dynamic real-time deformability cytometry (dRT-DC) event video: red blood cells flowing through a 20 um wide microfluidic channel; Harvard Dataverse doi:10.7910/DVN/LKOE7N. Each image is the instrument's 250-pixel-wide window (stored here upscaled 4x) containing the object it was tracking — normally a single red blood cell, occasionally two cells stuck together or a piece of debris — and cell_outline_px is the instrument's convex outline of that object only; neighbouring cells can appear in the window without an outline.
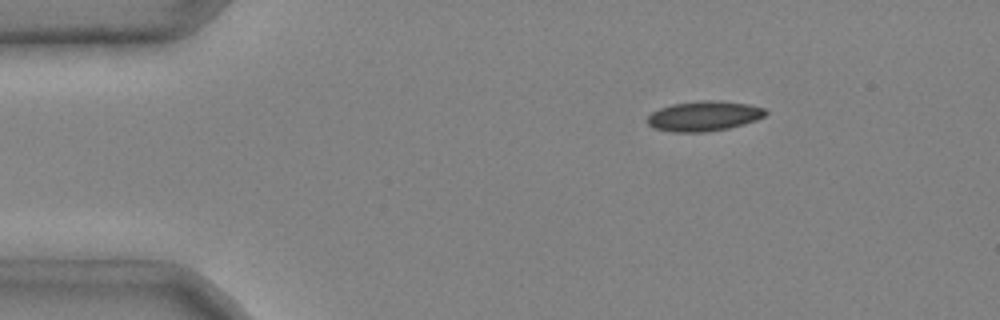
{"species": "common noctule bat (a hibernating species)", "species_latin": "Nyctalus noctula", "temperature_condition": "cold", "stored_images_in_passage": 5, "segment_of_instrument_passage": [2, 2], "camera_frame_rate_fps": 3000, "um_per_image_px": 0.085, "animal": {"sex": "male", "body_mass_g": 20.4}, "frame": {"image": 1, "passage_image": 5, "time_ms": 1.333, "image_size_px": [1000, 320], "cell_outline_px": [[768, 112], [764, 116], [756, 120], [744, 124], [728, 128], [704, 132], [672, 132], [652, 128], [648, 124], [648, 116], [652, 112], [660, 108], [672, 104], [700, 100], [720, 100], [748, 104], [764, 108]], "centroid_in_image_um": [59.83, 9.86], "position_along_channel_um": 25.2, "area_um2": 20.75}}